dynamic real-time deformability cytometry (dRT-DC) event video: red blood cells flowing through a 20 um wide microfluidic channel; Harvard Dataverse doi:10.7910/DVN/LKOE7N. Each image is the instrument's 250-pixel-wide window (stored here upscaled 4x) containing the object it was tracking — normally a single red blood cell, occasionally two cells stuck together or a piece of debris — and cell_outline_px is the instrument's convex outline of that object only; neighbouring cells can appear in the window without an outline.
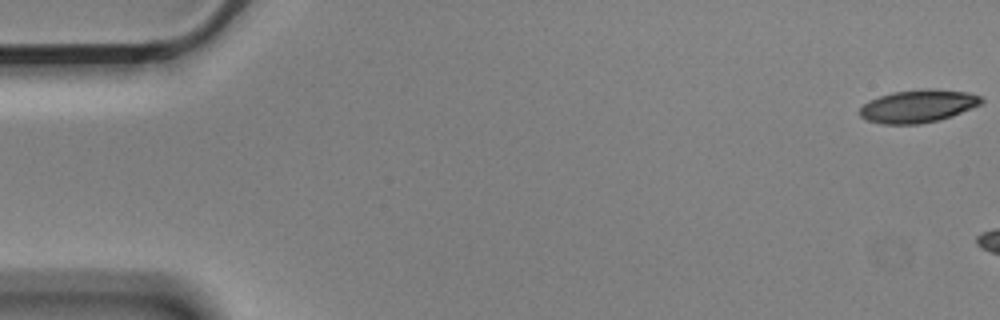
{"species": "Egyptian fruit bat (a non-hibernating species)", "species_latin": "Rousettus aegyptiacus", "temperature_condition": "cold", "stored_images_in_passage": 7, "camera_frame_rate_fps": 3000, "um_per_image_px": 0.085, "animal": {"sex": "male"}, "frame": {"image": 1, "passage_image": 1, "time_ms": 0.0, "image_size_px": [1000, 320], "cell_outline_px": [[984, 100], [980, 104], [972, 108], [952, 116], [940, 120], [920, 124], [880, 124], [868, 120], [860, 116], [860, 108], [868, 100], [892, 92], [928, 88], [968, 92], [980, 96]], "centroid_in_image_um": [78.03, 9.02], "position_along_channel_um": 7.0, "area_um2": 23.29}}